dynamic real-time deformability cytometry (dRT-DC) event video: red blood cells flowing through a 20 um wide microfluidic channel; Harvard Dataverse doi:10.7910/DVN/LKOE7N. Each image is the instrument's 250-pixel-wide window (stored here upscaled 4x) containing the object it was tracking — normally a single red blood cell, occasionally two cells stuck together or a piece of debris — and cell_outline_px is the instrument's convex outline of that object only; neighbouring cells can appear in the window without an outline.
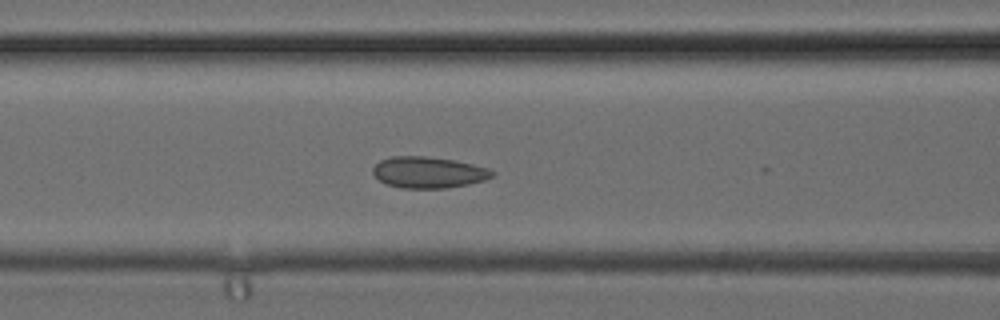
{"species": "common noctule bat (a hibernating species)", "species_latin": "Nyctalus noctula", "temperature_condition": "cold", "stored_images_in_passage": 19, "camera_frame_rate_fps": 3000, "um_per_image_px": 0.085, "animal": {"sex": "female", "body_mass_g": 24.6, "forearm_length_mm": 56.2}, "frame": {"image": 1, "passage_image": 16, "time_ms": 5.0, "image_size_px": [1000, 320], "cell_outline_px": [[496, 176], [484, 180], [468, 184], [448, 188], [400, 188], [388, 184], [380, 180], [372, 172], [372, 168], [380, 160], [392, 156], [424, 156], [456, 160], [488, 168], [496, 172]], "centroid_in_image_um": [36.45, 14.65], "position_along_channel_um": 130.1, "area_um2": 21.85}}
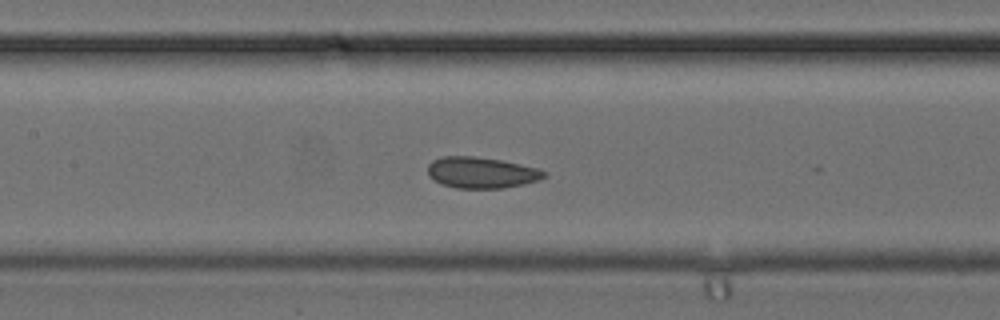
{"frame": {"image": 2, "passage_image": 18, "time_ms": 5.667, "image_size_px": [1000, 320], "cell_outline_px": [[548, 176], [540, 180], [524, 184], [504, 188], [456, 188], [444, 184], [428, 176], [428, 164], [432, 160], [444, 156], [472, 156], [500, 160], [540, 168], [548, 172]], "centroid_in_image_um": [40.98, 14.67], "position_along_channel_um": 166.4, "area_um2": 21.21}}